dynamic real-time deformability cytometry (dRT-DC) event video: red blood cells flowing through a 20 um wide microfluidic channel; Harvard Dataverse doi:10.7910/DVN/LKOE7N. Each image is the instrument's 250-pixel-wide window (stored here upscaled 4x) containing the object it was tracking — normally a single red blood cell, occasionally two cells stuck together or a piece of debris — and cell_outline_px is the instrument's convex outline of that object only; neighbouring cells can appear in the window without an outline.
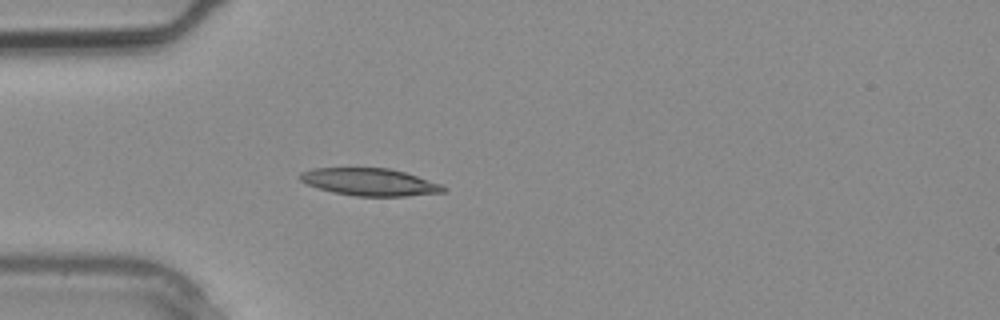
{"species": "common noctule bat (a hibernating species)", "species_latin": "Nyctalus noctula", "temperature_condition": "warm", "stored_images_in_passage": 2, "camera_frame_rate_fps": 3000, "um_per_image_px": 0.085, "animal": {"sex": "male", "body_mass_g": 20.4}, "frame": {"image": 1, "passage_image": 2, "time_ms": 0.333, "image_size_px": [1000, 320], "cell_outline_px": [[448, 192], [404, 196], [356, 196], [332, 192], [308, 184], [300, 180], [300, 172], [312, 168], [388, 168], [404, 172], [440, 184], [448, 188]], "centroid_in_image_um": [31.44, 15.47], "position_along_channel_um": 53.6, "area_um2": 22.72}}